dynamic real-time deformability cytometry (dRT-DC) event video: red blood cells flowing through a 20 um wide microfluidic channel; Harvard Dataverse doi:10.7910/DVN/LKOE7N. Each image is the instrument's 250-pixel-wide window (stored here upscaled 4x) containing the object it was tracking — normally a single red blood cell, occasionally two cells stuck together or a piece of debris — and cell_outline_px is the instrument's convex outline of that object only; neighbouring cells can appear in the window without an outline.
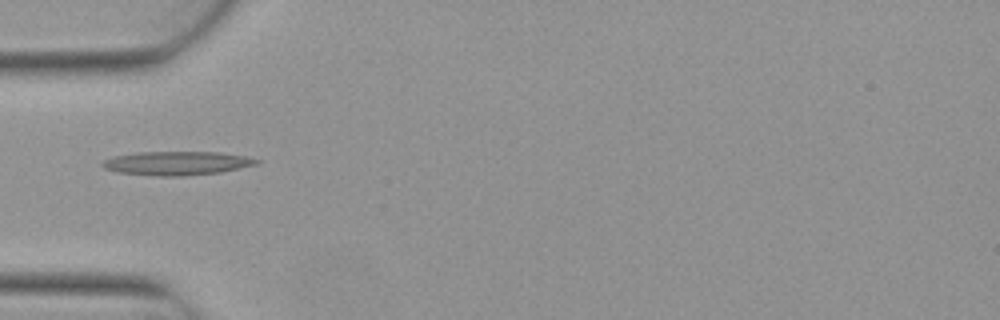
{"species": "Egyptian fruit bat (a non-hibernating species)", "species_latin": "Rousettus aegyptiacus", "temperature_condition": "warm", "stored_images_in_passage": 3, "camera_frame_rate_fps": 3000, "um_per_image_px": 0.085, "animal": {"sex": "female"}, "frame": {"image": 1, "passage_image": 3, "time_ms": 0.667, "image_size_px": [1000, 320], "cell_outline_px": [[260, 164], [220, 172], [184, 176], [156, 176], [116, 172], [104, 168], [100, 164], [104, 160], [112, 156], [136, 152], [220, 152], [248, 156], [260, 160]], "centroid_in_image_um": [15.04, 13.87], "position_along_channel_um": 70.0, "area_um2": 21.62}}